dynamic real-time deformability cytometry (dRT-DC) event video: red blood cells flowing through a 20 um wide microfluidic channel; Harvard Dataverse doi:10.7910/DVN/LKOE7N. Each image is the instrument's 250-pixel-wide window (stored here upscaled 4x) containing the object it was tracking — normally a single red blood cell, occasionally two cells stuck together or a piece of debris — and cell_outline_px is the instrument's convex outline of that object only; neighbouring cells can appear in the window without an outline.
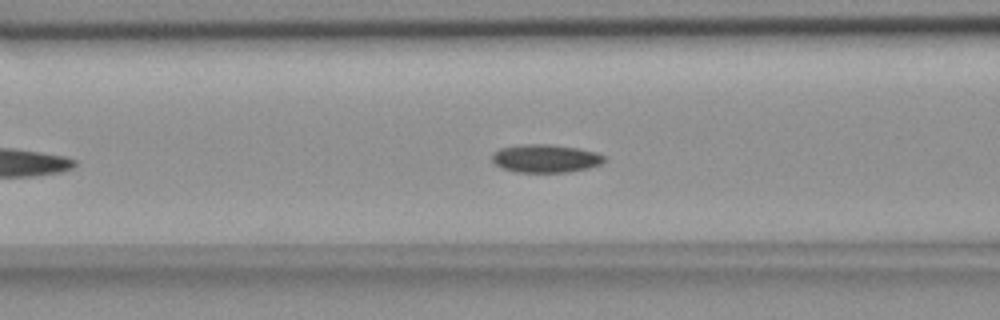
{"species": "common noctule bat (a hibernating species)", "species_latin": "Nyctalus noctula", "temperature_condition": "room temperature", "stored_images_in_passage": 28, "camera_frame_rate_fps": 3000, "um_per_image_px": 0.085, "animal": {"sex": "female", "body_mass_g": 18.4}, "frame": {"image": 1, "passage_image": 13, "time_ms": 4.0, "image_size_px": [1000, 320], "cell_outline_px": [[608, 160], [600, 164], [588, 168], [568, 172], [516, 172], [500, 168], [492, 160], [492, 152], [500, 148], [520, 144], [552, 144], [580, 148], [596, 152], [604, 156]], "centroid_in_image_um": [46.37, 13.46], "position_along_channel_um": 120.2, "area_um2": 18.67}}
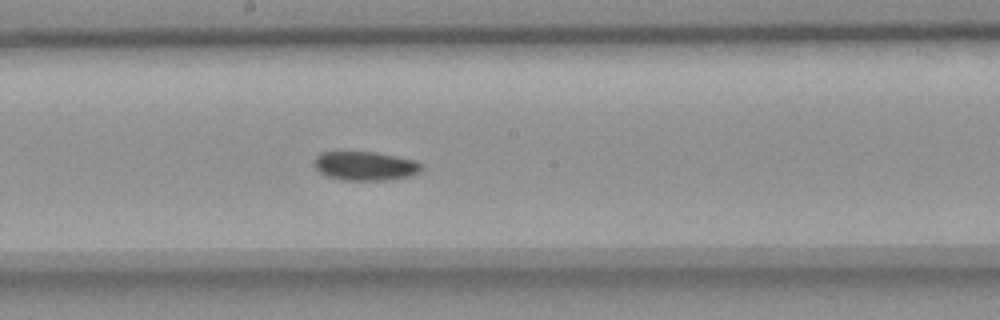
{"frame": {"image": 2, "passage_image": 21, "time_ms": 6.667, "image_size_px": [1000, 320], "cell_outline_px": [[424, 168], [420, 172], [412, 176], [392, 180], [344, 180], [328, 176], [320, 172], [312, 164], [312, 160], [320, 152], [376, 152], [416, 160], [424, 164]], "centroid_in_image_um": [31.09, 14.1], "position_along_channel_um": 217.1, "area_um2": 18.5}}
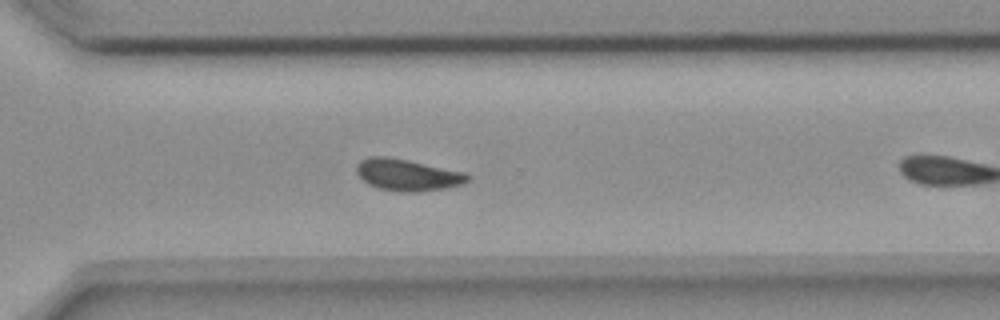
{"frame": {"image": 3, "passage_image": 27, "time_ms": 8.667, "image_size_px": [1000, 320], "cell_outline_px": [[472, 176], [464, 184], [448, 188], [416, 192], [400, 192], [380, 188], [368, 184], [356, 172], [356, 164], [360, 160], [368, 156], [388, 156], [468, 172]], "centroid_in_image_um": [34.68, 14.86], "position_along_channel_um": 335.9, "area_um2": 20.87}}